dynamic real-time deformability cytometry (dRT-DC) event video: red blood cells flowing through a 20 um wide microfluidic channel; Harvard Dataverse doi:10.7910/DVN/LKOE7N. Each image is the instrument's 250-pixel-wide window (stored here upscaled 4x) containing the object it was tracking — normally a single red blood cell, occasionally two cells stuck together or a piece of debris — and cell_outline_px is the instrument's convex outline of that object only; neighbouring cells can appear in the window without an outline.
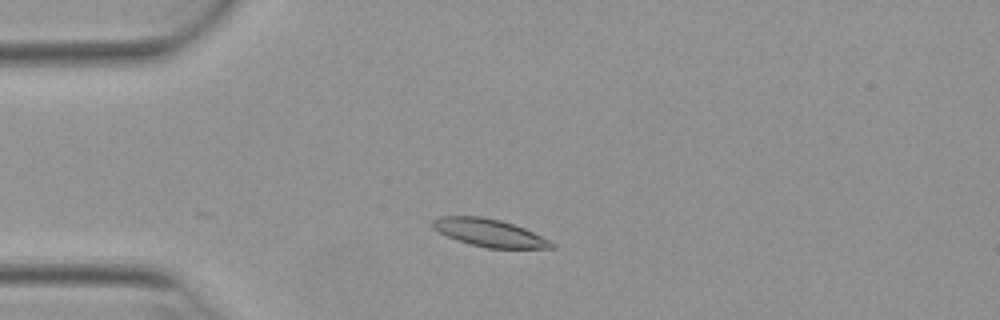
{"species": "Egyptian fruit bat (a non-hibernating species)", "species_latin": "Rousettus aegyptiacus", "temperature_condition": "warm", "stored_images_in_passage": 27, "camera_frame_rate_fps": 3000, "um_per_image_px": 0.085, "animal": {"sex": "female"}, "frame": {"image": 1, "passage_image": 2, "time_ms": 0.333, "image_size_px": [1000, 320], "cell_outline_px": [[556, 248], [488, 248], [472, 244], [448, 236], [432, 228], [432, 220], [440, 216], [480, 216], [500, 220], [524, 228], [556, 244]], "centroid_in_image_um": [41.59, 19.78], "position_along_channel_um": 43.4, "area_um2": 18.79}}
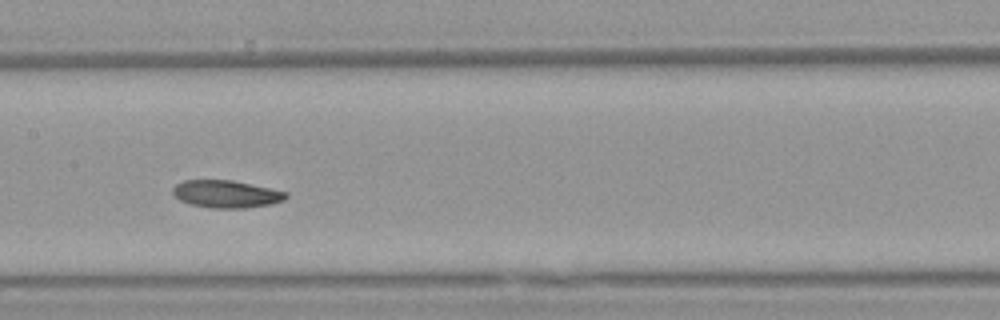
{"frame": {"image": 2, "passage_image": 15, "time_ms": 4.667, "image_size_px": [1000, 320], "cell_outline_px": [[288, 196], [284, 200], [272, 204], [244, 208], [208, 208], [192, 204], [180, 200], [172, 192], [172, 188], [176, 184], [184, 180], [232, 180], [288, 192]], "centroid_in_image_um": [19.24, 16.49], "position_along_channel_um": 188.2, "area_um2": 18.09}}
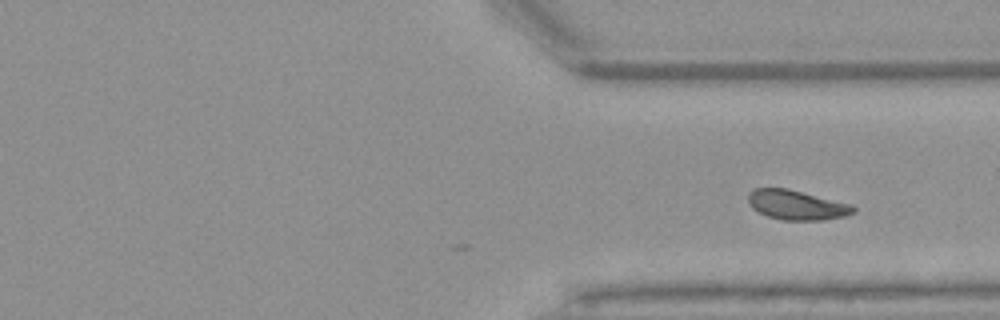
{"frame": {"image": 3, "passage_image": 27, "time_ms": 8.667, "image_size_px": [1000, 320], "cell_outline_px": [[856, 212], [844, 216], [824, 220], [780, 220], [768, 216], [752, 208], [748, 204], [748, 192], [752, 188], [788, 188], [852, 204], [856, 208]], "centroid_in_image_um": [67.71, 17.41], "position_along_channel_um": 343.7, "area_um2": 18.38}}